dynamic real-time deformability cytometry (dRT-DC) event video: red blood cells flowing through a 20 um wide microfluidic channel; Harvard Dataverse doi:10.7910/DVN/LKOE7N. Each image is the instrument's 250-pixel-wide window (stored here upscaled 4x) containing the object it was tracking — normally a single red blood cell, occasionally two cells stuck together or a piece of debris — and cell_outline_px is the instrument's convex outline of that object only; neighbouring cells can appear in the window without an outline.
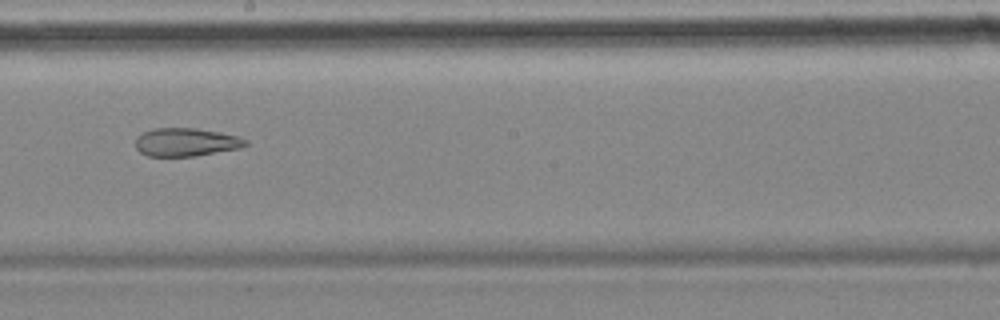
{"species": "common noctule bat (a hibernating species)", "species_latin": "Nyctalus noctula", "temperature_condition": "cold", "stored_images_in_passage": 34, "camera_frame_rate_fps": 3000, "um_per_image_px": 0.085, "animal": {"sex": "female", "body_mass_g": 18.4}, "frame": {"image": 1, "passage_image": 15, "time_ms": 4.667, "image_size_px": [1000, 320], "cell_outline_px": [[248, 144], [240, 148], [196, 156], [148, 156], [140, 152], [136, 148], [136, 136], [152, 128], [196, 128], [220, 132], [240, 136], [248, 140]], "centroid_in_image_um": [15.83, 12.08], "position_along_channel_um": 232.4, "area_um2": 18.26}, "authors_computed_cell_mechanics": {"area_um2": 19.1896, "velocity_mm_per_s": 3.5108, "shape_relaxation_time_tau1_ms": null, "shape_relaxation_time_tau2_ms": 4.8735, "deformation_change_tau1": null, "deformation_change_tau2": 0.1457}}